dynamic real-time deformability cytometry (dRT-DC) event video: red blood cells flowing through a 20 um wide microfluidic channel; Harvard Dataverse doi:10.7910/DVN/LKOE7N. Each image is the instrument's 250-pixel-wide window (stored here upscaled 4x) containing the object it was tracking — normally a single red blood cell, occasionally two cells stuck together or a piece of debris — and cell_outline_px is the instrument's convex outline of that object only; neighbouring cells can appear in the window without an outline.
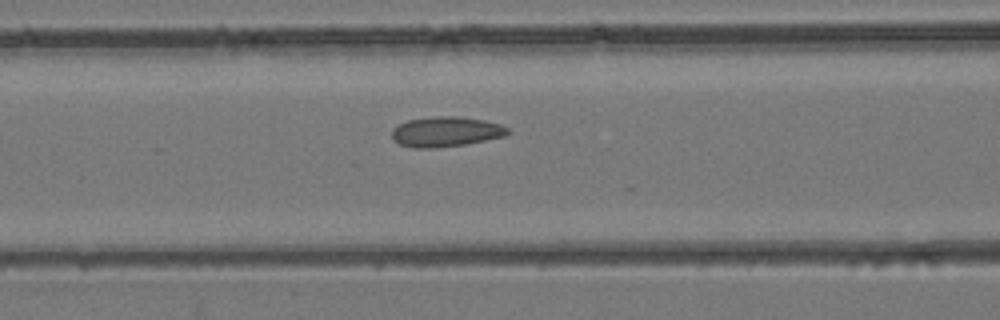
{"species": "common noctule bat (a hibernating species)", "species_latin": "Nyctalus noctula", "temperature_condition": "room temperature", "stored_images_in_passage": 35, "camera_frame_rate_fps": 3000, "um_per_image_px": 0.085, "animal": {"sex": "female", "body_mass_g": 24.6, "forearm_length_mm": 56.2}, "frame": {"image": 1, "passage_image": 18, "time_ms": 5.667, "image_size_px": [1000, 320], "cell_outline_px": [[512, 132], [504, 136], [464, 144], [436, 148], [412, 148], [400, 144], [392, 140], [392, 128], [408, 120], [436, 116], [460, 116], [484, 120], [500, 124], [508, 128]], "centroid_in_image_um": [37.89, 11.19], "position_along_channel_um": 128.7, "area_um2": 20.35}}
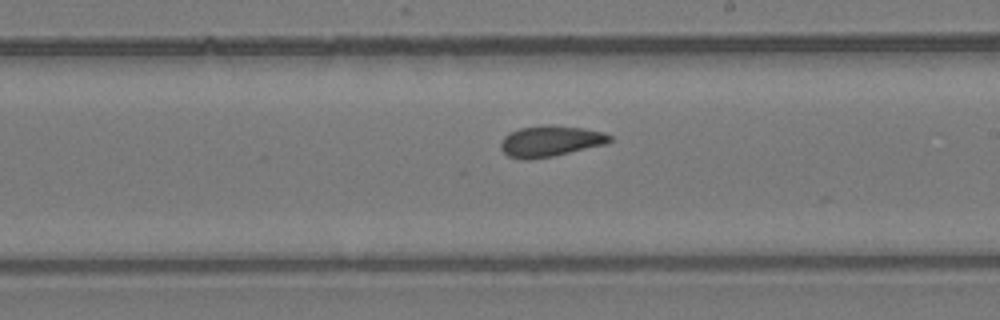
{"frame": {"image": 2, "passage_image": 25, "time_ms": 8.0, "image_size_px": [1000, 320], "cell_outline_px": [[612, 140], [608, 144], [552, 156], [528, 160], [520, 160], [508, 156], [500, 148], [500, 144], [504, 136], [508, 132], [520, 128], [584, 128], [604, 132], [612, 136]], "centroid_in_image_um": [46.78, 12.05], "position_along_channel_um": 242.2, "area_um2": 19.02}}
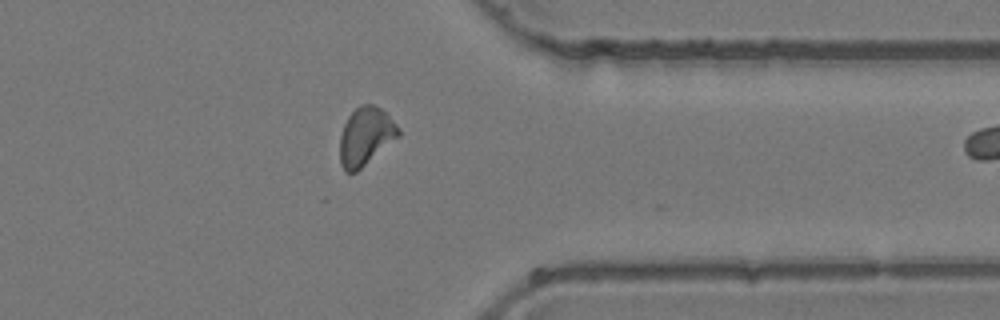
{"frame": {"image": 3, "passage_image": 34, "time_ms": 11.0, "image_size_px": [1000, 320], "cell_outline_px": [[400, 136], [356, 172], [344, 172], [340, 164], [340, 136], [344, 124], [348, 116], [360, 104], [372, 104], [380, 108], [400, 128]], "centroid_in_image_um": [31.07, 11.6], "position_along_channel_um": 380.3, "area_um2": 19.77}}